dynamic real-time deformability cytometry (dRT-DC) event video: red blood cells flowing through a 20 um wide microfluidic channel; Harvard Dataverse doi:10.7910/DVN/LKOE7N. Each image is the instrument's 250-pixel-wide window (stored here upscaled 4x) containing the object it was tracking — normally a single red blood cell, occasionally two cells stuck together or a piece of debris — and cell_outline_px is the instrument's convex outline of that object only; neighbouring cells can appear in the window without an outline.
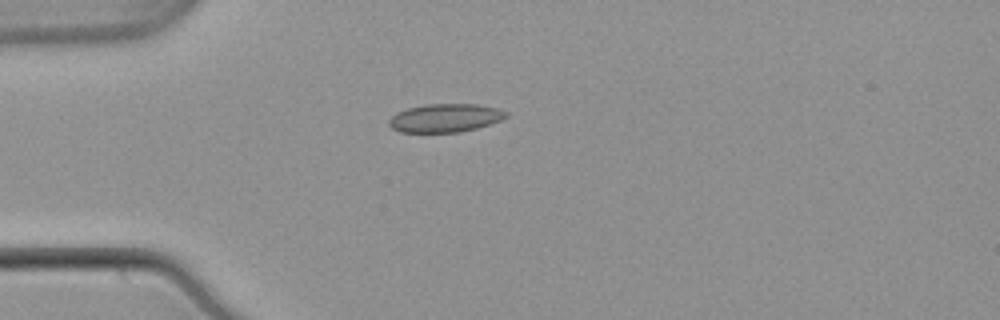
{"species": "common noctule bat (a hibernating species)", "species_latin": "Nyctalus noctula", "temperature_condition": "warm", "stored_images_in_passage": 34, "camera_frame_rate_fps": 3000, "um_per_image_px": 0.085, "animal": {"sex": "male", "body_mass_g": 21.5, "forearm_length_mm": 52.0}, "frame": {"image": 1, "passage_image": 1, "time_ms": 0.0, "image_size_px": [1000, 320], "cell_outline_px": [[508, 116], [500, 120], [476, 128], [460, 132], [400, 132], [392, 128], [388, 124], [388, 120], [396, 112], [408, 108], [424, 104], [476, 104], [496, 108], [508, 112]], "centroid_in_image_um": [37.81, 10.02], "position_along_channel_um": 47.2, "area_um2": 19.31}}
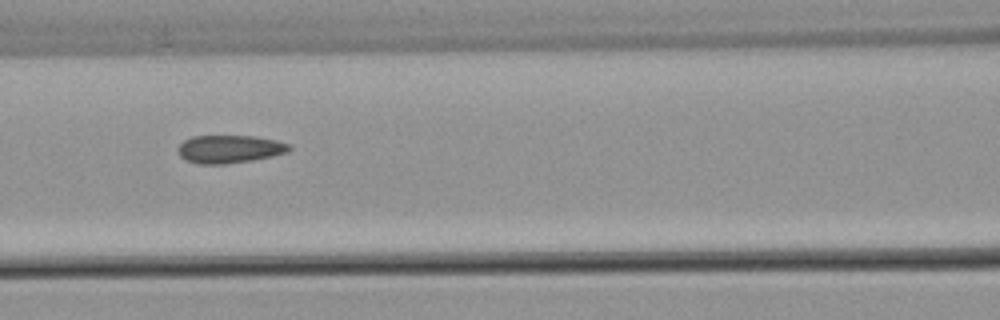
{"frame": {"image": 2, "passage_image": 10, "time_ms": 3.0, "image_size_px": [1000, 320], "cell_outline_px": [[292, 148], [288, 152], [272, 156], [252, 160], [224, 164], [200, 164], [184, 160], [180, 156], [176, 148], [184, 140], [192, 136], [256, 136], [276, 140], [292, 144]], "centroid_in_image_um": [19.51, 12.67], "position_along_channel_um": 147.1, "area_um2": 18.32}}
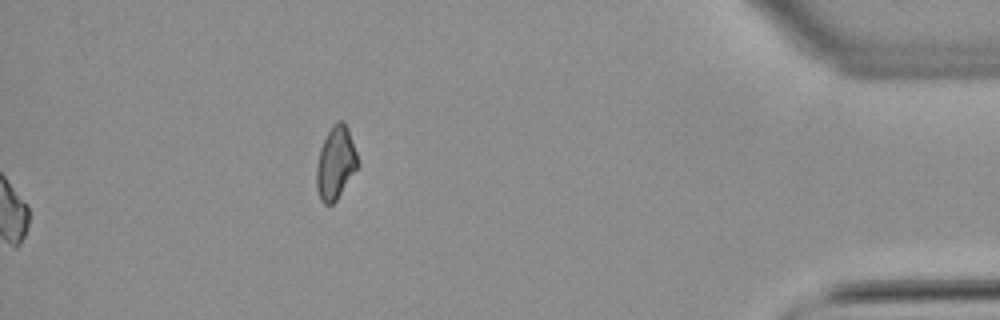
{"frame": {"image": 3, "passage_image": 34, "time_ms": 11.0, "image_size_px": [1000, 320], "cell_outline_px": [[360, 164], [336, 200], [332, 204], [324, 204], [320, 200], [316, 188], [316, 164], [320, 148], [332, 124], [336, 120], [344, 120], [348, 128]], "centroid_in_image_um": [28.52, 13.83], "position_along_channel_um": 406.7, "area_um2": 17.63}, "authors_computed_cell_mechanics": {"area_um2": 18.0336, "velocity_mm_per_s": 3.8691, "shape_relaxation_time_tau1_ms": null, "shape_relaxation_time_tau2_ms": 3.149, "deformation_change_tau1": null, "deformation_change_tau2": 0.0728}}